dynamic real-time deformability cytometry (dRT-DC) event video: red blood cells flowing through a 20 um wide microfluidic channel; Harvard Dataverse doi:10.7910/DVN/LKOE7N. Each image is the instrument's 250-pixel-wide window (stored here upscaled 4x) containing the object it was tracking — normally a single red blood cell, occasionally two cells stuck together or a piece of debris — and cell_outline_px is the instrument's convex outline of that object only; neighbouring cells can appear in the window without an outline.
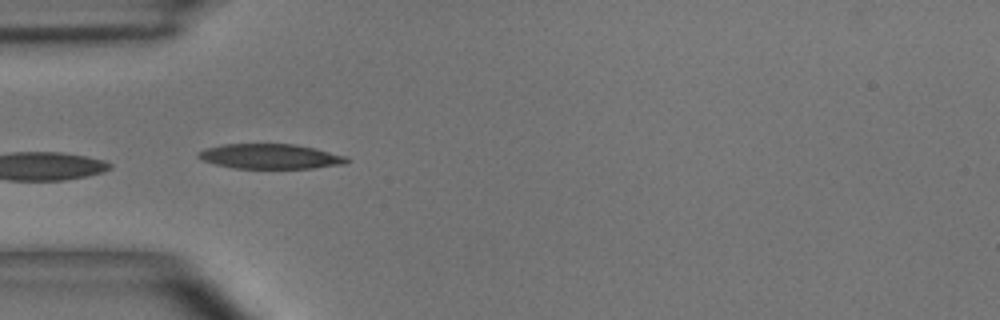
{"species": "common noctule bat (a hibernating species)", "species_latin": "Nyctalus noctula", "temperature_condition": "room temperature", "stored_images_in_passage": 8, "camera_frame_rate_fps": 3000, "um_per_image_px": 0.085, "animal": {"sex": "male", "body_mass_g": 15.6}, "frame": {"image": 1, "passage_image": 4, "time_ms": 4.333, "image_size_px": [1000, 320], "cell_outline_px": [[352, 160], [344, 164], [312, 168], [232, 168], [216, 164], [204, 160], [196, 156], [196, 152], [204, 148], [224, 144], [296, 144], [316, 148], [348, 156]], "centroid_in_image_um": [23.0, 13.28], "position_along_channel_um": 62.0, "area_um2": 21.73}}
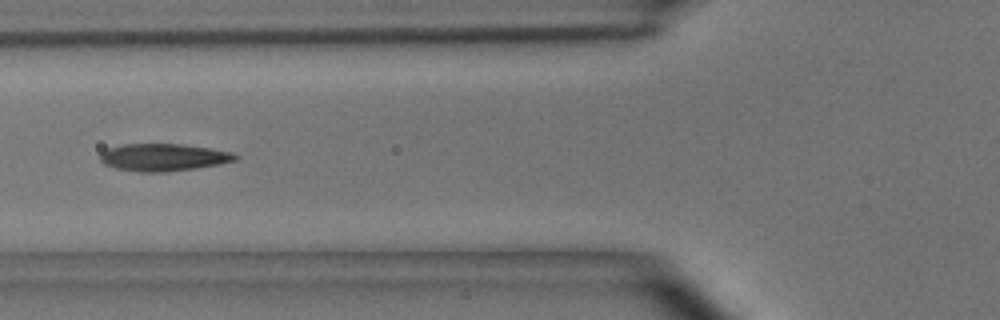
{"frame": {"image": 2, "passage_image": 5, "time_ms": 5.667, "image_size_px": [1000, 320], "cell_outline_px": [[240, 156], [236, 160], [220, 164], [196, 168], [168, 172], [140, 172], [116, 168], [104, 164], [100, 160], [100, 152], [108, 148], [124, 144], [180, 144], [208, 148], [232, 152]], "centroid_in_image_um": [13.89, 13.38], "position_along_channel_um": 111.9, "area_um2": 21.56}}